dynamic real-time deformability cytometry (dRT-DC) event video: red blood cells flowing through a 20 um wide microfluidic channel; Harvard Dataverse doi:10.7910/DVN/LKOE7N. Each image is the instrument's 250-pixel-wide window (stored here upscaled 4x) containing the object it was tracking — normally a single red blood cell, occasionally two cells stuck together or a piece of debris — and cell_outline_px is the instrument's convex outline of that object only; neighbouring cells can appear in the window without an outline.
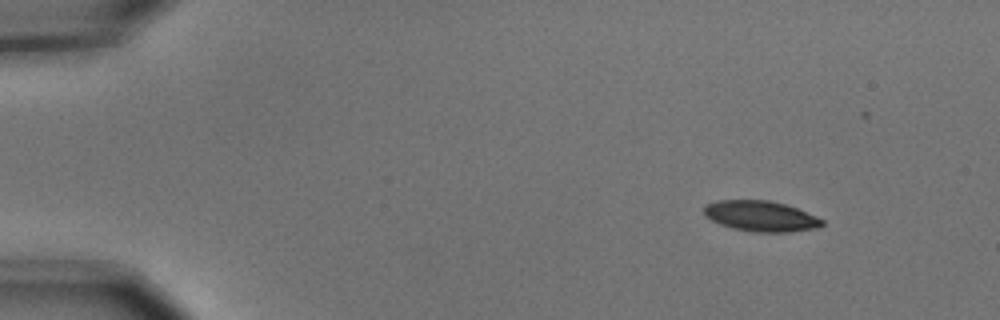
{"species": "common noctule bat (a hibernating species)", "species_latin": "Nyctalus noctula", "temperature_condition": "cold", "stored_images_in_passage": 5, "camera_frame_rate_fps": 3000, "um_per_image_px": 0.085, "animal": {"sex": "male", "body_mass_g": 15.6}, "frame": {"image": 1, "passage_image": 1, "time_ms": 0.0, "image_size_px": [1000, 320], "cell_outline_px": [[824, 224], [816, 228], [788, 232], [756, 232], [732, 228], [720, 224], [704, 216], [704, 204], [716, 200], [768, 200], [784, 204], [796, 208], [816, 216], [824, 220]], "centroid_in_image_um": [64.63, 18.36], "position_along_channel_um": 20.4, "area_um2": 21.04}}
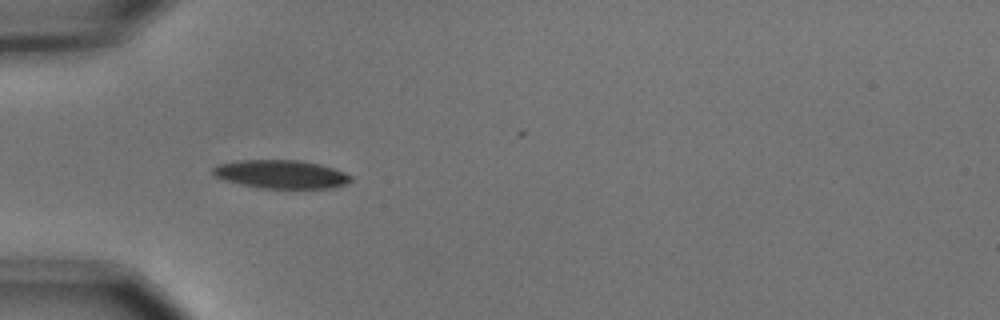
{"frame": {"image": 2, "passage_image": 4, "time_ms": 1.0, "image_size_px": [1000, 320], "cell_outline_px": [[352, 180], [344, 184], [332, 188], [260, 188], [240, 184], [224, 180], [216, 176], [212, 172], [212, 168], [220, 164], [240, 160], [304, 160], [320, 164], [344, 172], [352, 176]], "centroid_in_image_um": [23.9, 14.81], "position_along_channel_um": 61.1, "area_um2": 22.77}}
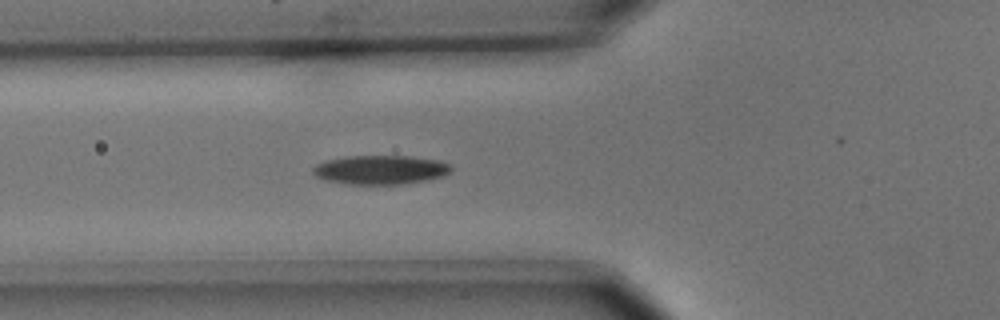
{"frame": {"image": 3, "passage_image": 5, "time_ms": 1.333, "image_size_px": [1000, 320], "cell_outline_px": [[452, 168], [444, 176], [404, 184], [348, 184], [328, 180], [316, 176], [312, 172], [312, 168], [316, 164], [324, 160], [344, 156], [412, 156], [440, 160], [452, 164]], "centroid_in_image_um": [32.35, 14.42], "position_along_channel_um": 93.5, "area_um2": 23.52}}